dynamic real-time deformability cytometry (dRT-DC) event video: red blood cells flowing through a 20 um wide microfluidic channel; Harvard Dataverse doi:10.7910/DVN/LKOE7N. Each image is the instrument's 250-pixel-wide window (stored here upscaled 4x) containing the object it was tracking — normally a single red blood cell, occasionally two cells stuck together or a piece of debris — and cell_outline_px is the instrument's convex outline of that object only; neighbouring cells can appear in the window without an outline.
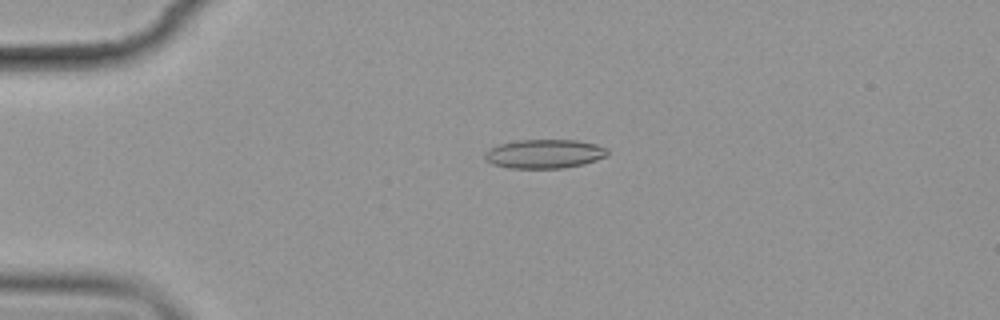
{"species": "common noctule bat (a hibernating species)", "species_latin": "Nyctalus noctula", "temperature_condition": "cold", "stored_images_in_passage": 6, "camera_frame_rate_fps": 3000, "um_per_image_px": 0.085, "animal": {"sex": "female", "body_mass_g": 19.9}, "frame": {"image": 1, "passage_image": 5, "time_ms": 4.333, "image_size_px": [1000, 320], "cell_outline_px": [[608, 156], [584, 164], [564, 168], [508, 168], [492, 164], [484, 156], [492, 148], [500, 144], [516, 140], [576, 140], [596, 144], [608, 148]], "centroid_in_image_um": [46.34, 13.08], "position_along_channel_um": 38.7, "area_um2": 20.63}}